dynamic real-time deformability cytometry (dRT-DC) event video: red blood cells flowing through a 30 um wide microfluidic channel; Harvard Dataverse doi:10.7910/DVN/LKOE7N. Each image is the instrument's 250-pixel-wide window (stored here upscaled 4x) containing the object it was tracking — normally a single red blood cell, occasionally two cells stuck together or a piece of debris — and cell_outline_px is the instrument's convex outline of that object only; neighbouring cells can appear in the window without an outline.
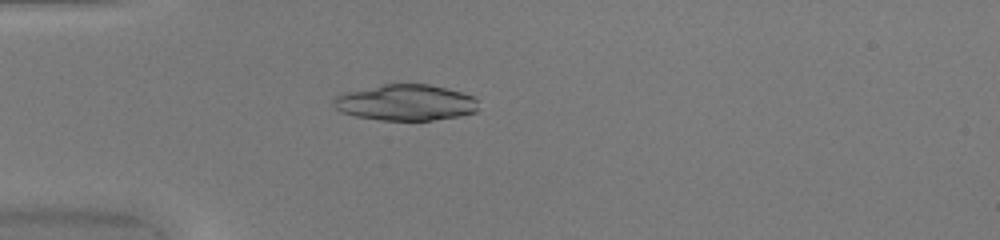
{"species": "common noctule bat (a hibernating species)", "species_latin": "Nyctalus noctula", "temperature_condition": "warm", "stored_images_in_passage": 40, "camera_frame_rate_fps": 3000, "um_per_image_px": 0.085, "animal": {"sex": "female", "body_mass_g": 20.0, "forearm_length_mm": 54.0}, "frame": {"image": 1, "passage_image": 5, "time_ms": 1.333, "image_size_px": [1000, 240], "cell_outline_px": [[476, 112], [460, 116], [432, 120], [380, 120], [356, 116], [340, 112], [332, 108], [332, 96], [344, 92], [380, 84], [428, 84], [460, 92], [472, 96], [476, 100]], "centroid_in_image_um": [34.37, 8.72], "position_along_channel_um": 50.6, "area_um2": 30.63}}
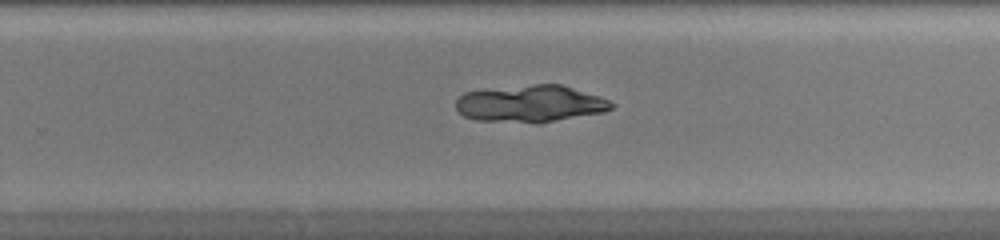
{"frame": {"image": 2, "passage_image": 23, "time_ms": 7.333, "image_size_px": [1000, 240], "cell_outline_px": [[616, 104], [612, 108], [604, 112], [540, 124], [536, 124], [476, 120], [464, 116], [456, 108], [456, 100], [464, 92], [532, 84], [560, 84], [600, 96]], "centroid_in_image_um": [45.11, 8.84], "position_along_channel_um": 284.7, "area_um2": 33.81}}
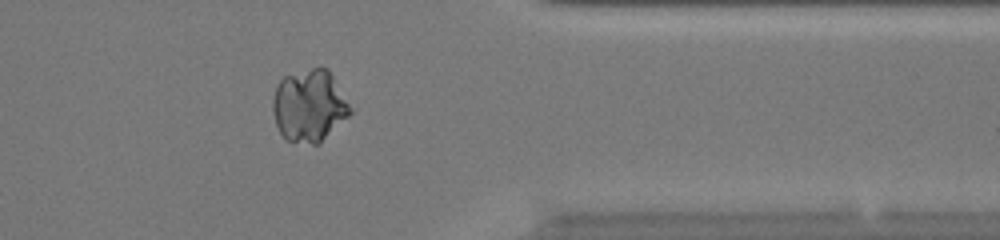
{"frame": {"image": 3, "passage_image": 31, "time_ms": 10.0, "image_size_px": [1000, 240], "cell_outline_px": [[356, 108], [320, 144], [312, 144], [288, 140], [280, 132], [276, 124], [272, 108], [272, 100], [276, 84], [284, 76], [312, 68], [328, 68]], "centroid_in_image_um": [26.34, 8.97], "position_along_channel_um": 385.1, "area_um2": 33.12}}